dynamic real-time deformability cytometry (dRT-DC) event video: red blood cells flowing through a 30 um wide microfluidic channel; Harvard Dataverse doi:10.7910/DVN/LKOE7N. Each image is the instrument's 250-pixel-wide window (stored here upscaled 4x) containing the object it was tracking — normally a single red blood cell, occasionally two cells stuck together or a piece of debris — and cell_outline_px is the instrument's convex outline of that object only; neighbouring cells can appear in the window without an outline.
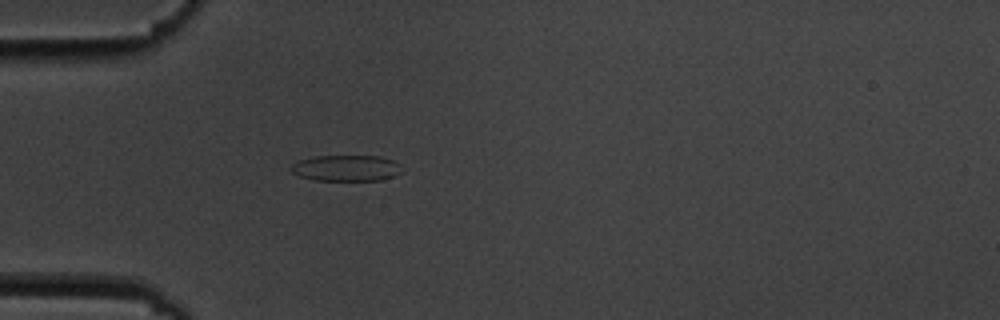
{"species": "common noctule bat (a hibernating species)", "species_latin": "Nyctalus noctula", "temperature_condition": "cold", "stored_images_in_passage": 40, "camera_frame_rate_fps": 3000, "um_per_image_px": 0.085, "animal": {"sex": "male", "body_mass_g": 19.5, "forearm_length_mm": 54.6}, "frame": {"image": 1, "passage_image": 1, "time_ms": 0.0, "image_size_px": [1000, 320], "cell_outline_px": [[404, 172], [396, 176], [380, 180], [316, 180], [300, 176], [292, 172], [288, 168], [292, 164], [300, 160], [316, 156], [380, 156], [392, 160], [400, 164]], "centroid_in_image_um": [29.47, 14.29], "position_along_channel_um": 55.5, "area_um2": 16.94}}
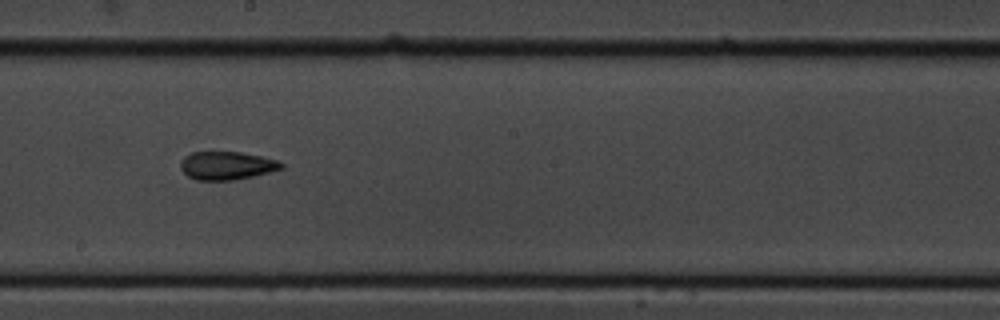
{"frame": {"image": 2, "passage_image": 16, "time_ms": 5.0, "image_size_px": [1000, 320], "cell_outline_px": [[284, 168], [252, 176], [232, 180], [196, 180], [188, 176], [180, 168], [180, 160], [184, 156], [192, 152], [240, 152], [260, 156], [276, 160], [284, 164]], "centroid_in_image_um": [19.24, 14.07], "position_along_channel_um": 229.0, "area_um2": 16.47}}
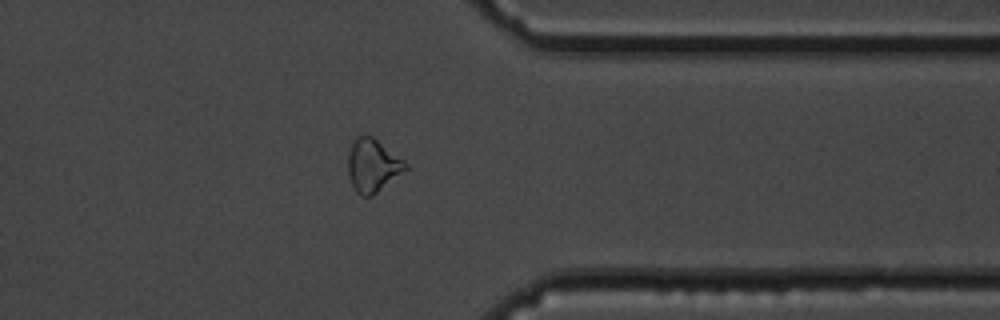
{"frame": {"image": 3, "passage_image": 29, "time_ms": 9.333, "image_size_px": [1000, 320], "cell_outline_px": [[408, 168], [372, 196], [360, 196], [356, 192], [352, 184], [348, 172], [348, 156], [352, 136], [360, 132], [372, 136], [404, 160], [408, 164]], "centroid_in_image_um": [31.64, 14.01], "position_along_channel_um": 379.8, "area_um2": 18.03}, "authors_computed_cell_mechanics": {"area_um2": 16.9354, "velocity_mm_per_s": 3.6194, "shape_relaxation_time_tau1_ms": 5.5268, "shape_relaxation_time_tau2_ms": 2.543, "deformation_change_tau1": 0.1303, "deformation_change_tau2": 0.0984}}